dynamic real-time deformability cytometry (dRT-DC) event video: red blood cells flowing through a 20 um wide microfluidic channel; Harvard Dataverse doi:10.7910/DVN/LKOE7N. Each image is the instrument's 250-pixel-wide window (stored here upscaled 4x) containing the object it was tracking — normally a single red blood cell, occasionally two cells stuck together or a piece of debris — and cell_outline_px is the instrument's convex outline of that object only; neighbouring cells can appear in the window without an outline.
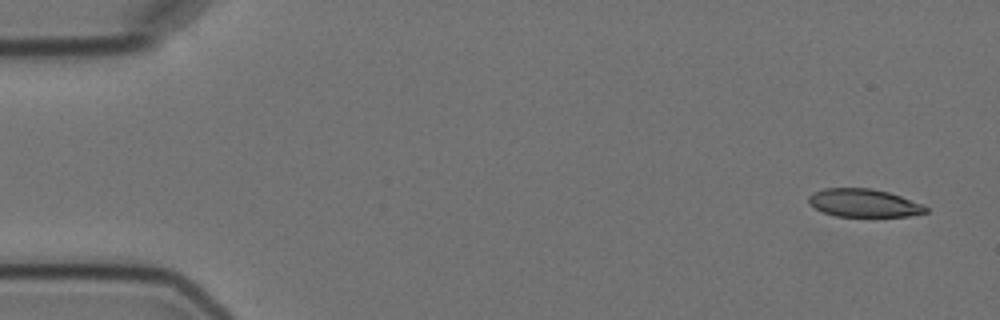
{"species": "Egyptian fruit bat (a non-hibernating species)", "species_latin": "Rousettus aegyptiacus", "temperature_condition": "cold", "stored_images_in_passage": 6, "camera_frame_rate_fps": 3000, "um_per_image_px": 0.085, "animal": {"sex": "female"}, "frame": {"image": 1, "passage_image": 1, "time_ms": 0.0, "image_size_px": [1000, 320], "cell_outline_px": [[928, 212], [908, 216], [836, 216], [824, 212], [808, 204], [808, 196], [812, 192], [824, 188], [872, 188], [888, 192], [924, 204], [928, 208]], "centroid_in_image_um": [73.42, 17.24], "position_along_channel_um": 11.6, "area_um2": 19.19}}
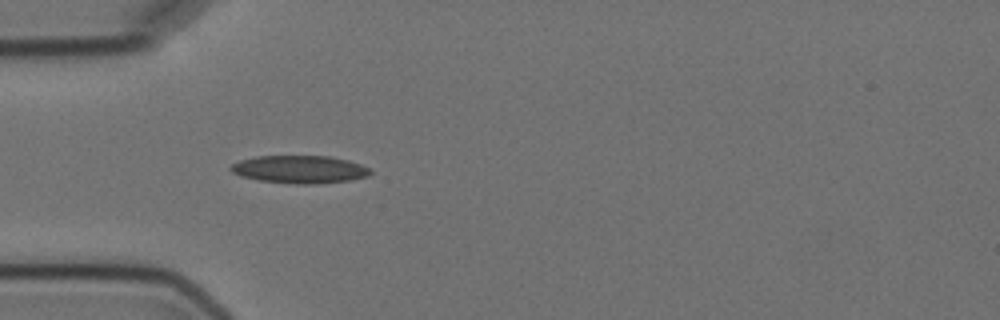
{"frame": {"image": 2, "passage_image": 5, "time_ms": 4.667, "image_size_px": [1000, 320], "cell_outline_px": [[372, 172], [368, 176], [348, 180], [316, 184], [296, 184], [260, 180], [240, 176], [232, 172], [228, 168], [232, 164], [240, 160], [256, 156], [328, 156], [348, 160], [360, 164], [368, 168]], "centroid_in_image_um": [25.44, 14.39], "position_along_channel_um": 59.6, "area_um2": 22.48}}
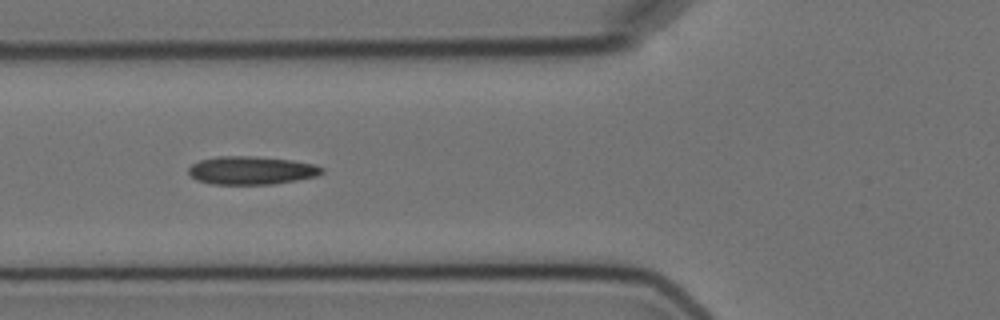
{"frame": {"image": 3, "passage_image": 6, "time_ms": 6.0, "image_size_px": [1000, 320], "cell_outline_px": [[324, 172], [316, 176], [296, 180], [272, 184], [212, 184], [196, 180], [188, 172], [188, 168], [192, 164], [200, 160], [216, 156], [256, 156], [292, 160], [316, 164], [324, 168]], "centroid_in_image_um": [21.38, 14.47], "position_along_channel_um": 104.4, "area_um2": 22.02}}